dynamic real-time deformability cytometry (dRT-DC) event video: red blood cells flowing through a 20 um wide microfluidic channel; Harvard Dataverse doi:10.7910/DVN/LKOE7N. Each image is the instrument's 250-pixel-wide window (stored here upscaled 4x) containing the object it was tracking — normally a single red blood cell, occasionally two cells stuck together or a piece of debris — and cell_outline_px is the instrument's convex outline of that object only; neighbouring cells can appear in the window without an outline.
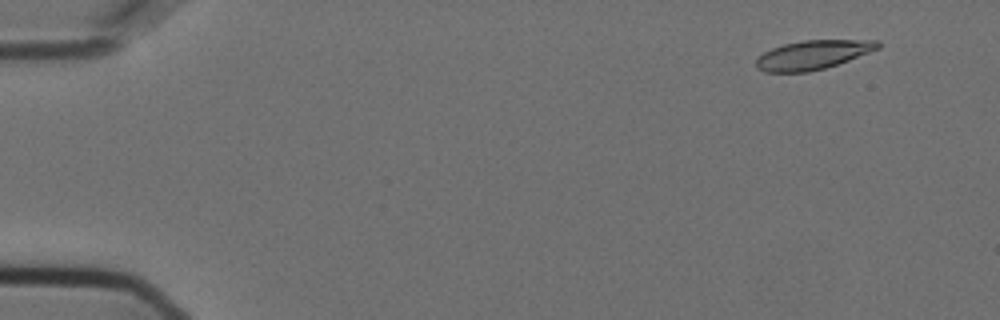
{"species": "Egyptian fruit bat (a non-hibernating species)", "species_latin": "Rousettus aegyptiacus", "temperature_condition": "cold", "stored_images_in_passage": 57, "camera_frame_rate_fps": 3000, "um_per_image_px": 0.085, "animal": {"sex": "female"}, "frame": {"image": 1, "passage_image": 5, "time_ms": 1.333, "image_size_px": [1000, 320], "cell_outline_px": [[880, 48], [848, 60], [824, 68], [808, 72], [764, 72], [756, 68], [756, 60], [764, 52], [772, 48], [784, 44], [804, 40], [880, 40]], "centroid_in_image_um": [69.08, 4.66], "position_along_channel_um": 15.9, "area_um2": 20.46}}
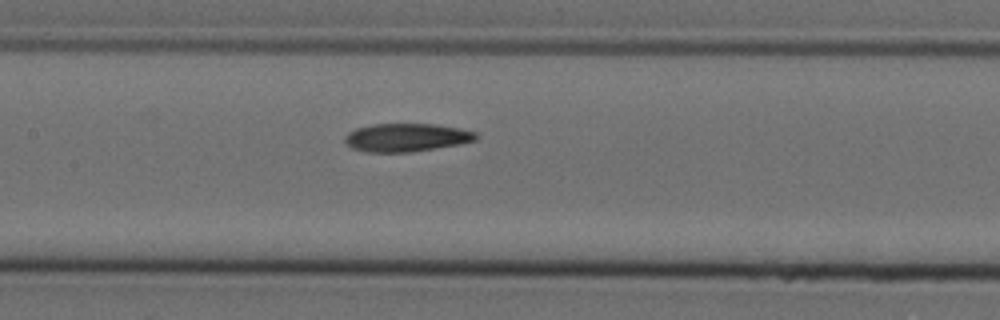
{"frame": {"image": 2, "passage_image": 28, "time_ms": 9.0, "image_size_px": [1000, 320], "cell_outline_px": [[476, 140], [436, 148], [412, 152], [364, 152], [352, 148], [344, 140], [344, 136], [348, 132], [356, 128], [372, 124], [436, 124], [460, 128], [476, 132]], "centroid_in_image_um": [34.5, 11.68], "position_along_channel_um": 172.9, "area_um2": 21.5}}
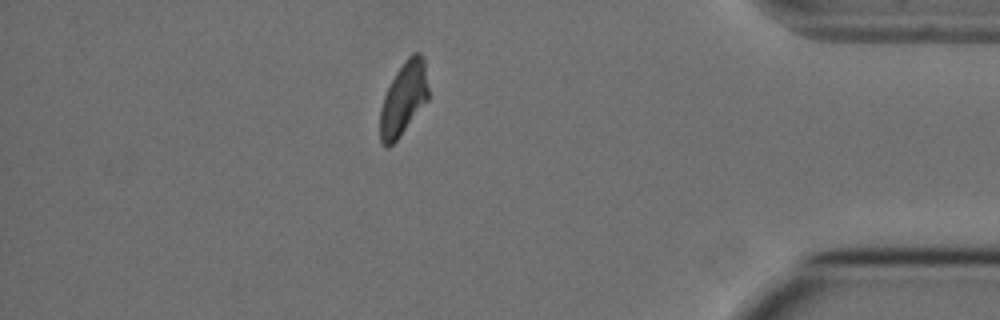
{"frame": {"image": 3, "passage_image": 50, "time_ms": 16.333, "image_size_px": [1000, 320], "cell_outline_px": [[428, 100], [400, 136], [388, 148], [384, 148], [380, 144], [380, 108], [384, 96], [396, 72], [408, 56], [412, 52], [420, 52], [424, 56], [428, 88]], "centroid_in_image_um": [34.3, 8.39], "position_along_channel_um": 400.9, "area_um2": 20.69}, "authors_computed_cell_mechanics": {"area_um2": 21.4438, "velocity_mm_per_s": 3.5887, "shape_relaxation_time_tau1_ms": 8.1021, "shape_relaxation_time_tau2_ms": 6.3312, "deformation_change_tau1": 0.2061, "deformation_change_tau2": 0.1198}}